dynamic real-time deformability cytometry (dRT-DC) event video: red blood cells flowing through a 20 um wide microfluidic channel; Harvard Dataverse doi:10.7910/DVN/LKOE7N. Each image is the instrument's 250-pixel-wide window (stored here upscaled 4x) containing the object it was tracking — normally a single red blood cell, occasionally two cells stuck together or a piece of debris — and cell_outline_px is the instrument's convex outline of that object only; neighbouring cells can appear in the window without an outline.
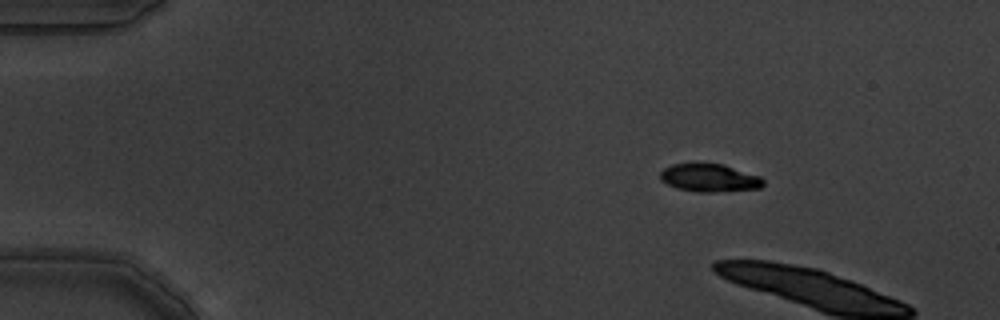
{"species": "common noctule bat (a hibernating species)", "species_latin": "Nyctalus noctula", "temperature_condition": "warm", "stored_images_in_passage": 3, "camera_frame_rate_fps": 3000, "um_per_image_px": 0.085, "animal": {"sex": "male", "body_mass_g": 19.5, "forearm_length_mm": 54.6}, "frame": {"image": 1, "passage_image": 2, "time_ms": 0.333, "image_size_px": [1000, 320], "cell_outline_px": [[764, 184], [760, 188], [712, 192], [700, 192], [676, 188], [660, 180], [660, 172], [664, 168], [672, 164], [692, 160], [724, 164], [760, 176], [764, 180]], "centroid_in_image_um": [60.26, 15.06], "position_along_channel_um": 24.7, "area_um2": 17.4}}